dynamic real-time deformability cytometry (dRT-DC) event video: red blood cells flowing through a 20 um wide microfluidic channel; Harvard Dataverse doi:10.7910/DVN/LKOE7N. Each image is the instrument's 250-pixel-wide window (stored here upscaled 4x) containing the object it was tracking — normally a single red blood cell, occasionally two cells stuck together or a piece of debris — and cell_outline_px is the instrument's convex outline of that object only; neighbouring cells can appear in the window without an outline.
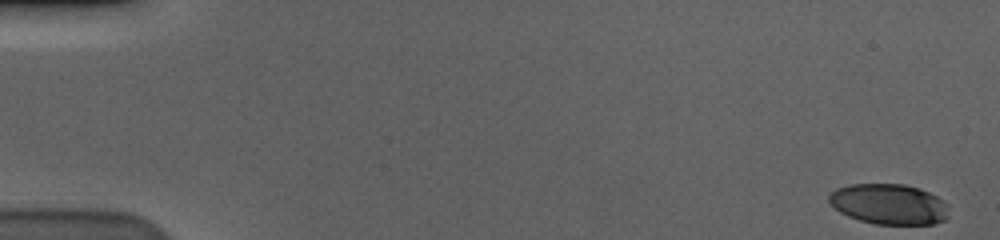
{"species": "human", "species_latin": "Homo sapiens", "temperature_condition": "cold", "stored_images_in_passage": 58, "camera_frame_rate_fps": 3000, "um_per_image_px": 0.085, "donor": {"sex": "male"}, "frame": {"image": 1, "passage_image": 1, "time_ms": 0.0, "image_size_px": [1000, 240], "cell_outline_px": [[948, 216], [944, 220], [932, 224], [876, 224], [860, 220], [848, 216], [840, 212], [828, 200], [828, 196], [836, 188], [852, 184], [904, 184], [920, 188], [944, 200], [948, 204]], "centroid_in_image_um": [75.59, 17.35], "position_along_channel_um": 9.4, "area_um2": 28.26}}
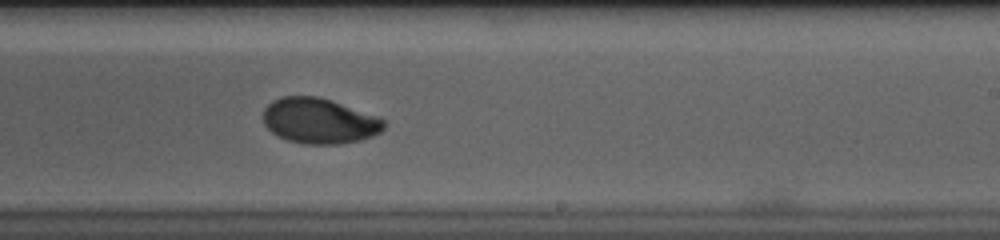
{"frame": {"image": 2, "passage_image": 36, "time_ms": 11.667, "image_size_px": [1000, 240], "cell_outline_px": [[384, 128], [380, 132], [372, 136], [360, 140], [340, 144], [304, 144], [288, 140], [276, 136], [264, 124], [264, 108], [272, 100], [284, 96], [316, 96], [332, 100], [380, 116], [384, 120]], "centroid_in_image_um": [27.15, 10.27], "position_along_channel_um": 261.8, "area_um2": 32.19}}
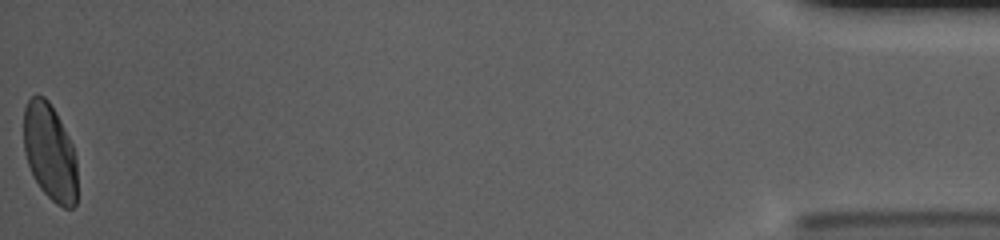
{"frame": {"image": 3, "passage_image": 58, "time_ms": 19.0, "image_size_px": [1000, 240], "cell_outline_px": [[76, 204], [72, 208], [64, 208], [56, 204], [40, 188], [28, 164], [24, 152], [24, 108], [28, 100], [32, 96], [44, 96], [48, 100], [56, 112], [72, 144], [76, 156]], "centroid_in_image_um": [4.24, 12.93], "position_along_channel_um": 431.0, "area_um2": 30.11}, "authors_computed_cell_mechanics": {"area_um2": 30.9808, "velocity_mm_per_s": 3.5887, "shape_relaxation_time_tau1_ms": 4.363, "shape_relaxation_time_tau2_ms": 1.403, "deformation_change_tau1": 0.154, "deformation_change_tau2": 0.0398}}